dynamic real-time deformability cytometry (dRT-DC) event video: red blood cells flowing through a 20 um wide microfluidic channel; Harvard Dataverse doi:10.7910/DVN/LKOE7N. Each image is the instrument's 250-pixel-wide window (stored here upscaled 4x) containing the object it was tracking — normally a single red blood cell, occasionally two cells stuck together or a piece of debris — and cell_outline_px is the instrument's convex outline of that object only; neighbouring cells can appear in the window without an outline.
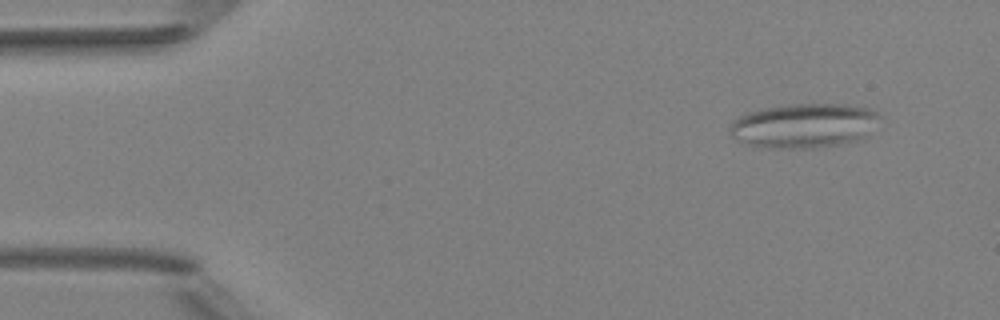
{"species": "Egyptian fruit bat (a non-hibernating species)", "species_latin": "Rousettus aegyptiacus", "temperature_condition": "room temperature", "stored_images_in_passage": 4, "camera_frame_rate_fps": 3000, "um_per_image_px": 0.085, "animal": {"sex": "female"}, "frame": {"image": 1, "passage_image": 1, "time_ms": 0.0, "image_size_px": [1000, 320], "cell_outline_px": [[884, 116], [868, 136], [864, 140], [812, 148], [768, 148], [744, 144], [732, 136], [728, 132], [732, 120], [748, 112], [764, 108], [792, 104], [848, 104], [868, 108], [880, 112]], "centroid_in_image_um": [68.41, 10.68], "position_along_channel_um": 16.6, "area_um2": 39.59}}